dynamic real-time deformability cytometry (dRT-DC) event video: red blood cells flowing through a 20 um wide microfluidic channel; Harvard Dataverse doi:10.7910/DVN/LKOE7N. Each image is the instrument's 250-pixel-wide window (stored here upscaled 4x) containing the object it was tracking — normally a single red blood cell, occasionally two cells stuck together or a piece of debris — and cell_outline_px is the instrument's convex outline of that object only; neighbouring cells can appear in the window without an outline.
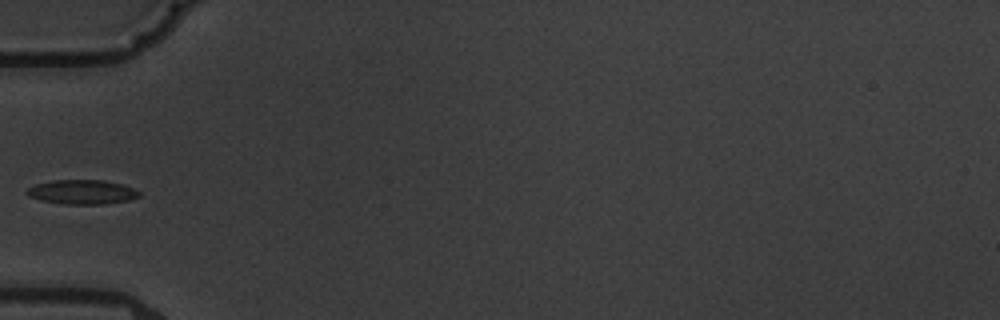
{"species": "common noctule bat (a hibernating species)", "species_latin": "Nyctalus noctula", "temperature_condition": "warm", "stored_images_in_passage": 6, "camera_frame_rate_fps": 3000, "um_per_image_px": 0.085, "animal": {"sex": "male", "body_mass_g": 19.5, "forearm_length_mm": 54.6}, "frame": {"image": 1, "passage_image": 6, "time_ms": 5.667, "image_size_px": [1000, 320], "cell_outline_px": [[140, 196], [128, 200], [104, 204], [64, 204], [40, 200], [28, 196], [24, 192], [28, 188], [36, 184], [52, 180], [104, 180], [120, 184], [132, 188], [140, 192]], "centroid_in_image_um": [6.94, 16.32], "position_along_channel_um": 78.1, "area_um2": 15.9}}